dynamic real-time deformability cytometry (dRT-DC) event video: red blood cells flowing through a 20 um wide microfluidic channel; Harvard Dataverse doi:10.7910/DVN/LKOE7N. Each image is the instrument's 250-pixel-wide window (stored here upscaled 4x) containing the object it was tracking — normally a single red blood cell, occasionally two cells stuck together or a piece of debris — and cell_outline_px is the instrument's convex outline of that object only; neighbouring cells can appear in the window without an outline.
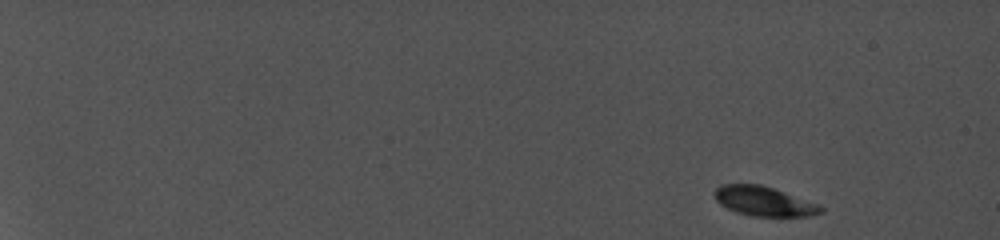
{"species": "common noctule bat (a hibernating species)", "species_latin": "Nyctalus noctula", "temperature_condition": "cold", "stored_images_in_passage": 35, "camera_frame_rate_fps": 5000, "um_per_image_px": 0.085, "animal": {"sex": "female", "body_mass_g": 19.0, "forearm_length_mm": 56.7}, "frame": {"image": 1, "passage_image": 1, "time_ms": 0.0, "image_size_px": [1000, 240], "cell_outline_px": [[824, 212], [812, 216], [752, 216], [736, 212], [720, 204], [716, 200], [712, 192], [720, 184], [760, 184], [820, 204], [824, 208]], "centroid_in_image_um": [64.94, 17.11], "position_along_channel_um": 20.1, "area_um2": 18.38}}
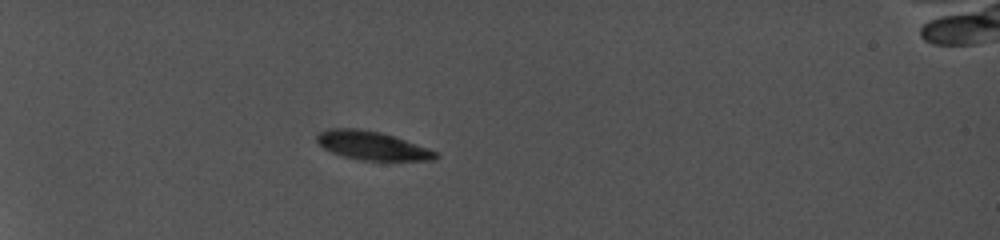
{"frame": {"image": 2, "passage_image": 18, "time_ms": 5.0, "image_size_px": [1000, 240], "cell_outline_px": [[440, 156], [436, 160], [360, 160], [344, 156], [332, 152], [324, 148], [316, 140], [316, 136], [320, 132], [328, 128], [360, 128], [380, 132], [440, 152]], "centroid_in_image_um": [31.65, 12.37], "position_along_channel_um": 53.4, "area_um2": 19.71}}
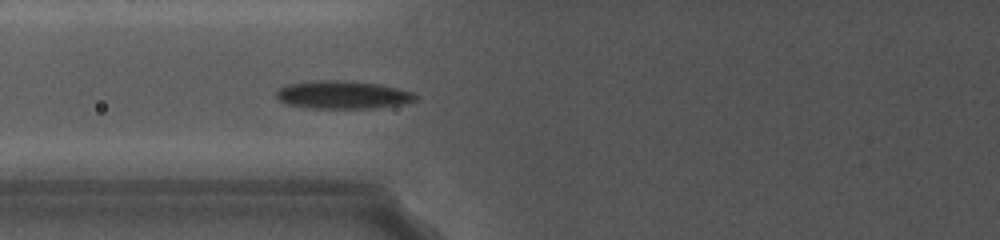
{"frame": {"image": 3, "passage_image": 34, "time_ms": 7.6, "image_size_px": [1000, 240], "cell_outline_px": [[420, 96], [416, 100], [404, 104], [372, 108], [312, 108], [284, 104], [276, 96], [276, 92], [280, 88], [288, 84], [312, 80], [348, 80], [380, 84], [400, 88], [412, 92]], "centroid_in_image_um": [29.16, 8.05], "position_along_channel_um": 96.6, "area_um2": 23.0}}